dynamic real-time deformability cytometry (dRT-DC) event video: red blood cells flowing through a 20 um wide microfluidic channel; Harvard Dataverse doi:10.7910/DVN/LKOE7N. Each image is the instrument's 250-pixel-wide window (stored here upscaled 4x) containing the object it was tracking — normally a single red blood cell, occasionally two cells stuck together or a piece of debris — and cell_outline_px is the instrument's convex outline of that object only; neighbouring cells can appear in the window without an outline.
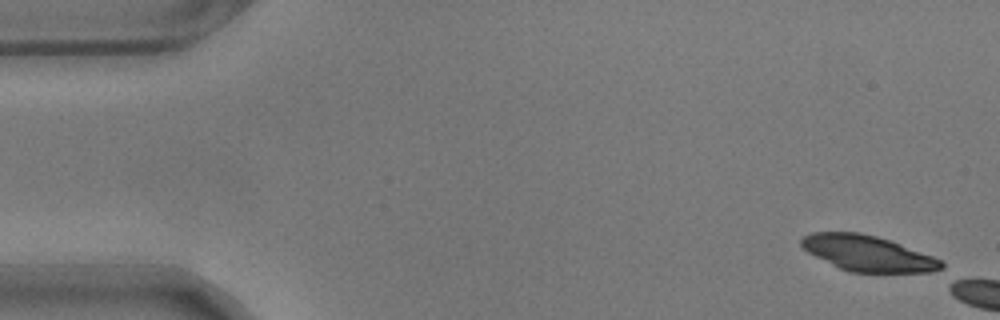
{"species": "common noctule bat (a hibernating species)", "species_latin": "Nyctalus noctula", "temperature_condition": "warm", "stored_images_in_passage": 5, "camera_frame_rate_fps": 3000, "um_per_image_px": 0.085, "animal": {"sex": "male", "body_mass_g": 17.9}, "frame": {"image": 1, "passage_image": 1, "time_ms": 0.0, "image_size_px": [1000, 320], "cell_outline_px": [[944, 272], [848, 272], [808, 252], [800, 244], [800, 240], [804, 236], [812, 232], [860, 232], [876, 236], [900, 244], [932, 256], [940, 260], [944, 264]], "centroid_in_image_um": [73.79, 21.54], "position_along_channel_um": 11.2, "area_um2": 28.9}}